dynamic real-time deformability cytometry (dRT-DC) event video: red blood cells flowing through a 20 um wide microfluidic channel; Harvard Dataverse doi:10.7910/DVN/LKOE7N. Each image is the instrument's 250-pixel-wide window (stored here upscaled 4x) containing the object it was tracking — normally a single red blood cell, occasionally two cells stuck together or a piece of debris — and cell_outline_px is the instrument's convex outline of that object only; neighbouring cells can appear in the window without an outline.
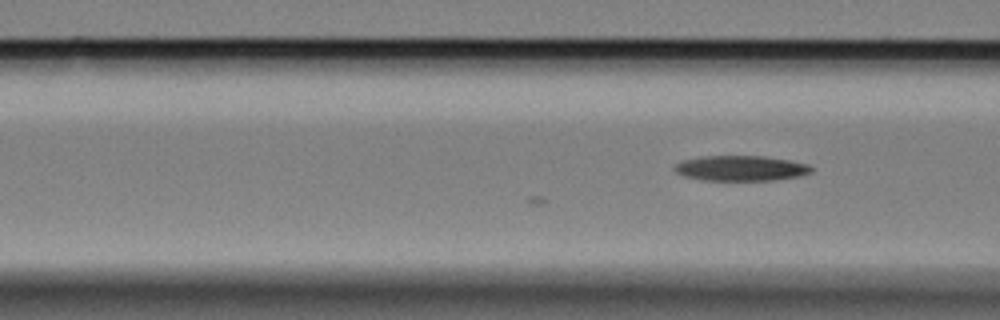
{"species": "Egyptian fruit bat (a non-hibernating species)", "species_latin": "Rousettus aegyptiacus", "temperature_condition": "cold", "stored_images_in_passage": 14, "camera_frame_rate_fps": 3000, "um_per_image_px": 0.085, "animal": {"sex": "female"}, "frame": {"image": 1, "passage_image": 14, "time_ms": 4.333, "image_size_px": [1000, 320], "cell_outline_px": [[812, 172], [800, 176], [776, 180], [700, 180], [684, 176], [676, 172], [672, 168], [676, 164], [684, 160], [700, 156], [764, 156], [788, 160], [808, 164], [812, 168]], "centroid_in_image_um": [62.96, 14.3], "position_along_channel_um": 103.6, "area_um2": 20.17}}